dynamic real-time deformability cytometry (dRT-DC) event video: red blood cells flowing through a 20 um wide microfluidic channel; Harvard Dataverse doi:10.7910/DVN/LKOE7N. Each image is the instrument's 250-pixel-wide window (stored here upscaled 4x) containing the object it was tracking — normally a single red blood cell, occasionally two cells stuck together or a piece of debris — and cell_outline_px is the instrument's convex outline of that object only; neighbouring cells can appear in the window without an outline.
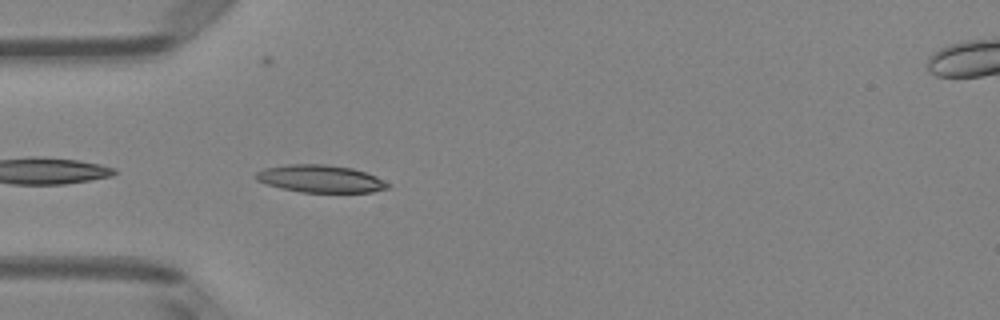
{"species": "Egyptian fruit bat (a non-hibernating species)", "species_latin": "Rousettus aegyptiacus", "temperature_condition": "room temperature", "stored_images_in_passage": 10, "camera_frame_rate_fps": 3000, "um_per_image_px": 0.085, "animal": {"sex": "female"}, "frame": {"image": 1, "passage_image": 2, "time_ms": 0.333, "image_size_px": [1000, 320], "cell_outline_px": [[392, 184], [388, 188], [372, 192], [300, 192], [280, 188], [256, 180], [252, 176], [256, 172], [264, 168], [288, 164], [324, 164], [352, 168], [376, 176]], "centroid_in_image_um": [27.22, 15.19], "position_along_channel_um": 57.8, "area_um2": 21.21}}